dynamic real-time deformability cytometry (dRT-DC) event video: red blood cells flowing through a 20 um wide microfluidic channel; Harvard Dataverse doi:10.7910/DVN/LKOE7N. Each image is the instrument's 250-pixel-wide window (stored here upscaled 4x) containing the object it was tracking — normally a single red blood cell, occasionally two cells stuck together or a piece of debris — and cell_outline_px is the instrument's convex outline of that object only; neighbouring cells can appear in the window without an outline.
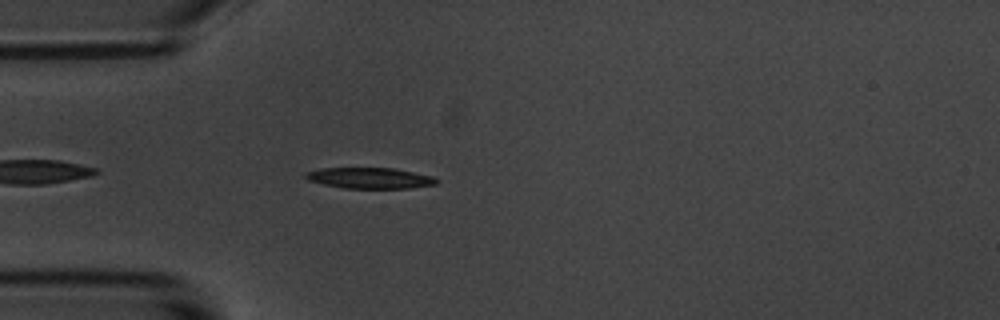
{"species": "common noctule bat (a hibernating species)", "species_latin": "Nyctalus noctula", "temperature_condition": "room temperature", "stored_images_in_passage": 36, "camera_frame_rate_fps": 3000, "um_per_image_px": 0.085, "animal": {"sex": "male", "body_mass_g": 20.1, "forearm_length_mm": 53.5}, "frame": {"image": 1, "passage_image": 1, "time_ms": 0.0, "image_size_px": [1000, 320], "cell_outline_px": [[440, 180], [436, 184], [408, 188], [344, 188], [324, 184], [308, 180], [304, 176], [304, 172], [320, 168], [392, 168], [432, 176]], "centroid_in_image_um": [31.41, 15.13], "position_along_channel_um": 53.6, "area_um2": 15.84}}
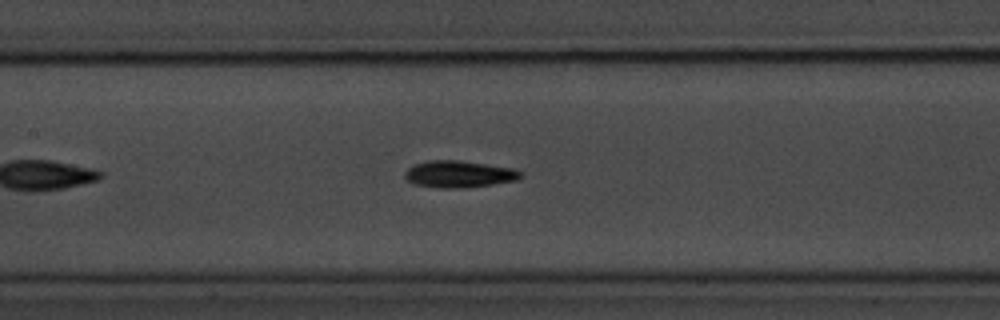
{"frame": {"image": 2, "passage_image": 11, "time_ms": 3.333, "image_size_px": [1000, 320], "cell_outline_px": [[524, 176], [516, 180], [492, 184], [464, 188], [440, 188], [412, 184], [404, 176], [404, 172], [412, 164], [424, 160], [460, 160], [516, 168], [524, 172]], "centroid_in_image_um": [39.02, 14.79], "position_along_channel_um": 168.4, "area_um2": 18.55}, "authors_computed_cell_mechanics": {"area_um2": 17.051, "velocity_mm_per_s": 3.6132, "shape_relaxation_time_tau1_ms": 3.3709, "shape_relaxation_time_tau2_ms": 4.0312, "deformation_change_tau1": 0.147, "deformation_change_tau2": 0.1162}}